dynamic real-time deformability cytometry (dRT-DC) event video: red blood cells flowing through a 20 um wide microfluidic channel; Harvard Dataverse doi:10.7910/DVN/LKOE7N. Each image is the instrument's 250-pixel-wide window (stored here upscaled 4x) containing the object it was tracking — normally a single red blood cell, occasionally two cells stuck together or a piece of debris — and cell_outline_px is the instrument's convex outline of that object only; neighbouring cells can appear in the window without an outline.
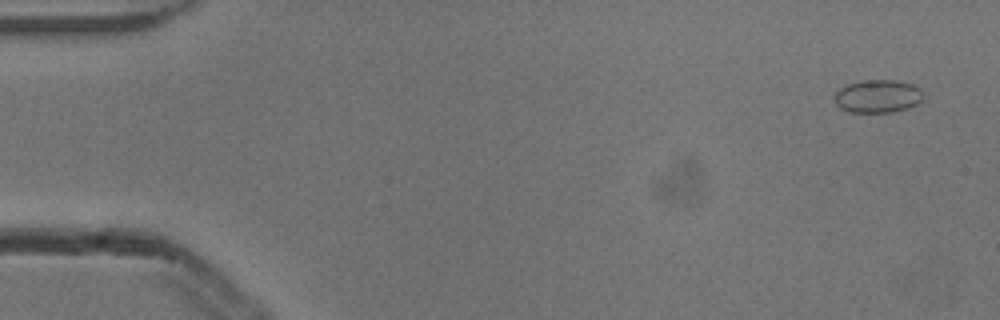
{"species": "common noctule bat (a hibernating species)", "species_latin": "Nyctalus noctula", "temperature_condition": "cold", "stored_images_in_passage": 5, "camera_frame_rate_fps": 3000, "um_per_image_px": 0.085, "animal": {"sex": "male", "body_mass_g": 13.3}, "frame": {"image": 1, "passage_image": 1, "time_ms": 0.0, "image_size_px": [1000, 320], "cell_outline_px": [[924, 100], [908, 108], [892, 112], [848, 112], [840, 108], [836, 104], [836, 92], [840, 88], [848, 84], [864, 80], [896, 80], [912, 84], [920, 88], [924, 92]], "centroid_in_image_um": [74.66, 8.18], "position_along_channel_um": 10.3, "area_um2": 17.17}}